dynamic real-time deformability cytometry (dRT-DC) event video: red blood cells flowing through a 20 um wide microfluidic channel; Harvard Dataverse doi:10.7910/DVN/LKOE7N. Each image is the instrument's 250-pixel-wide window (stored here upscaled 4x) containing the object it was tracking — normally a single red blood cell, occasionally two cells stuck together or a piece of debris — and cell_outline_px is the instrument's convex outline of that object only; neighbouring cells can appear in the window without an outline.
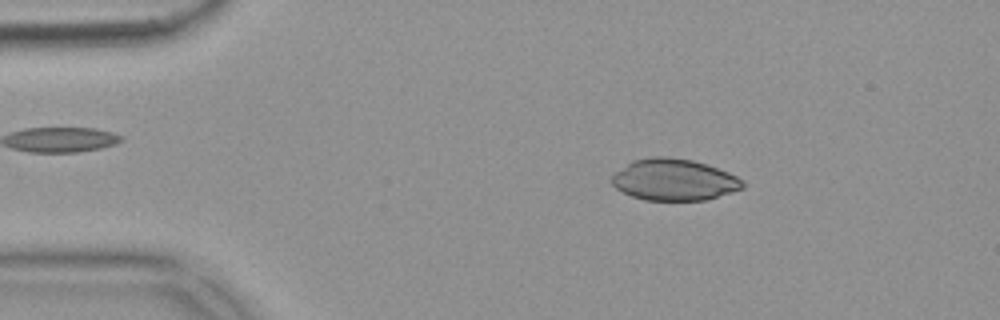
{"species": "common noctule bat (a hibernating species)", "species_latin": "Nyctalus noctula", "temperature_condition": "warm", "stored_images_in_passage": 50, "camera_frame_rate_fps": 3000, "um_per_image_px": 0.085, "animal": {"sex": "female", "body_mass_g": 18.4}, "frame": {"image": 1, "passage_image": 5, "time_ms": 1.333, "image_size_px": [1000, 320], "cell_outline_px": [[744, 188], [732, 192], [704, 200], [644, 200], [632, 196], [616, 188], [612, 184], [612, 176], [616, 172], [632, 160], [652, 156], [668, 156], [692, 160], [708, 164], [728, 172], [736, 176], [744, 184]], "centroid_in_image_um": [57.29, 15.26], "position_along_channel_um": 27.7, "area_um2": 31.62}}
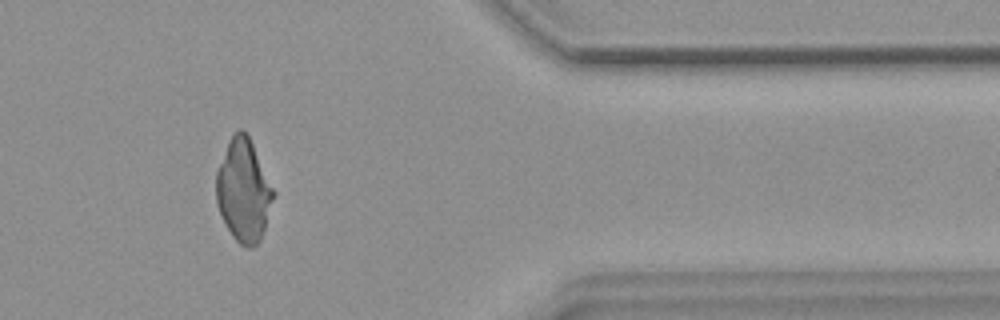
{"frame": {"image": 2, "passage_image": 41, "time_ms": 13.333, "image_size_px": [1000, 320], "cell_outline_px": [[276, 192], [260, 240], [252, 248], [248, 248], [240, 244], [232, 236], [216, 204], [216, 172], [228, 140], [240, 128], [248, 136]], "centroid_in_image_um": [20.7, 16.2], "position_along_channel_um": 390.7, "area_um2": 33.81}}
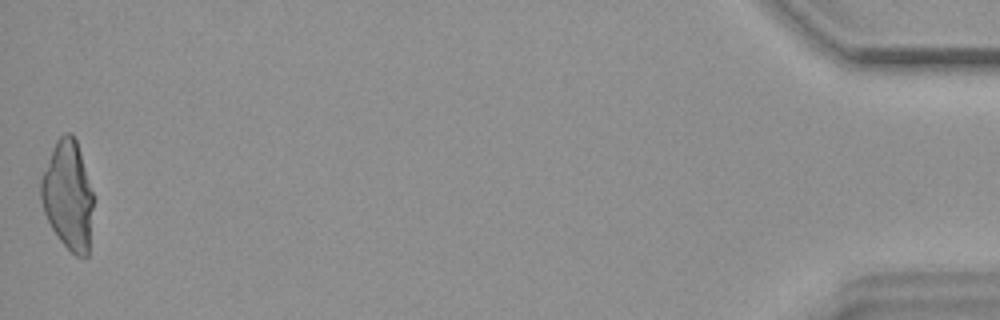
{"frame": {"image": 3, "passage_image": 50, "time_ms": 16.333, "image_size_px": [1000, 320], "cell_outline_px": [[92, 208], [88, 256], [76, 256], [60, 240], [52, 228], [44, 212], [40, 200], [40, 180], [56, 140], [64, 132], [72, 132], [76, 140], [80, 152], [92, 192]], "centroid_in_image_um": [5.76, 16.59], "position_along_channel_um": 429.4, "area_um2": 32.71}}